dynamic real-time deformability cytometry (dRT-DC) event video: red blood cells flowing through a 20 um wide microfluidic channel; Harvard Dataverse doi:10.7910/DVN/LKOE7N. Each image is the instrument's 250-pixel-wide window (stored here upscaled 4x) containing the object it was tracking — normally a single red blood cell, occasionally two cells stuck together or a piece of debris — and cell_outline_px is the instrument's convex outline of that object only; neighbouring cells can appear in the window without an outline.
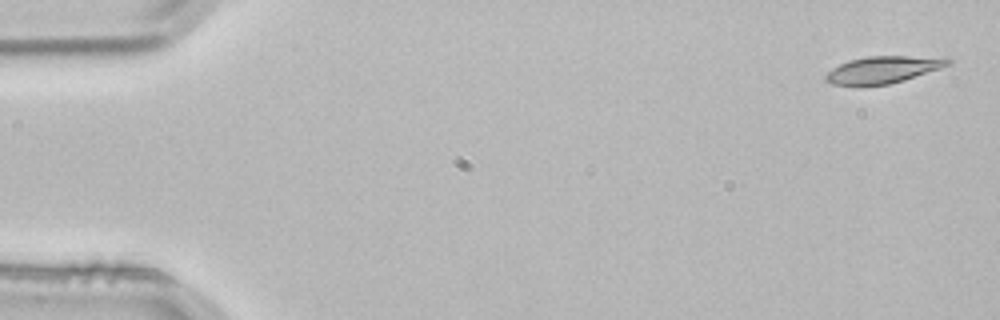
{"species": "common noctule bat (a hibernating species)", "species_latin": "Nyctalus noctula", "temperature_condition": "room temperature", "stored_images_in_passage": 4, "camera_frame_rate_fps": 3000, "um_per_image_px": 0.085, "animal": {"sex": "male", "body_mass_g": 21.5, "forearm_length_mm": 52.0}, "frame": {"image": 1, "passage_image": 1, "time_ms": 0.0, "image_size_px": [1000, 320], "cell_outline_px": [[952, 64], [904, 80], [888, 84], [856, 88], [832, 84], [824, 80], [824, 76], [832, 68], [848, 60], [868, 56], [948, 56], [952, 60]], "centroid_in_image_um": [75.05, 5.94], "position_along_channel_um": 9.9, "area_um2": 20.0}}
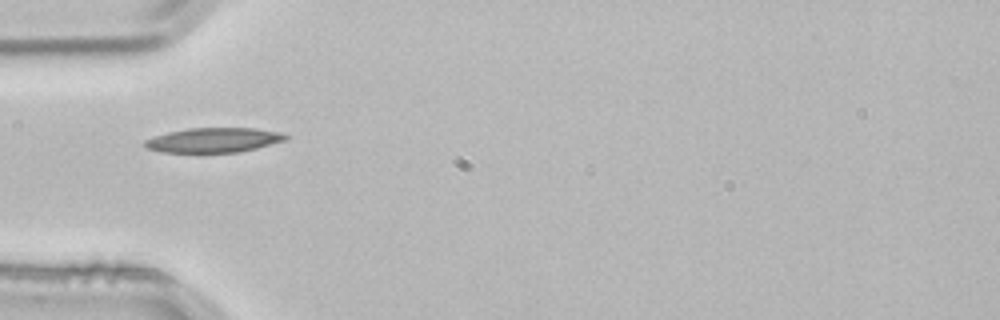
{"frame": {"image": 2, "passage_image": 4, "time_ms": 1.0, "image_size_px": [1000, 320], "cell_outline_px": [[288, 136], [284, 140], [256, 148], [240, 152], [160, 152], [144, 148], [140, 144], [144, 140], [152, 136], [168, 132], [188, 128], [256, 128], [284, 132]], "centroid_in_image_um": [18.09, 11.9], "position_along_channel_um": 66.9, "area_um2": 20.46}}